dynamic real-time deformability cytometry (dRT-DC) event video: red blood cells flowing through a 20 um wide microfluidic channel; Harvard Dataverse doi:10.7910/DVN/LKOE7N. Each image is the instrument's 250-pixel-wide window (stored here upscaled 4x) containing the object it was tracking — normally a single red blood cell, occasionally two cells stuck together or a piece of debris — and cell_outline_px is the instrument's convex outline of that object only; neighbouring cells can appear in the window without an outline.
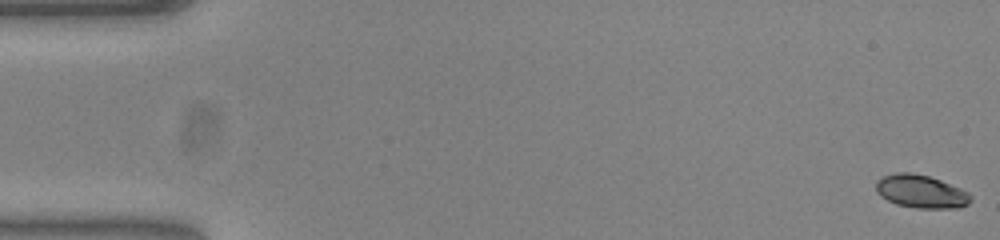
{"species": "common noctule bat (a hibernating species)", "species_latin": "Nyctalus noctula", "temperature_condition": "warm", "stored_images_in_passage": 54, "camera_frame_rate_fps": 3000, "um_per_image_px": 0.085, "animal": {"sex": "female", "body_mass_g": 23.0, "forearm_length_mm": 53.4}, "frame": {"image": 1, "passage_image": 1, "time_ms": 0.0, "image_size_px": [1000, 240], "cell_outline_px": [[972, 200], [968, 204], [956, 208], [916, 208], [896, 204], [880, 196], [876, 192], [876, 180], [884, 176], [896, 172], [912, 172], [928, 176], [940, 180], [960, 188], [968, 192], [972, 196]], "centroid_in_image_um": [78.27, 16.27], "position_along_channel_um": 6.7, "area_um2": 18.32}}
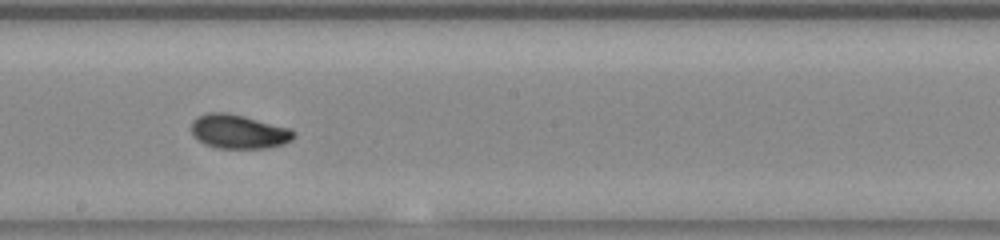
{"frame": {"image": 2, "passage_image": 30, "time_ms": 9.667, "image_size_px": [1000, 240], "cell_outline_px": [[296, 136], [292, 140], [284, 144], [268, 148], [216, 148], [204, 144], [192, 132], [192, 120], [208, 112], [228, 112], [244, 116], [288, 128], [296, 132]], "centroid_in_image_um": [20.31, 11.19], "position_along_channel_um": 227.9, "area_um2": 20.23}}
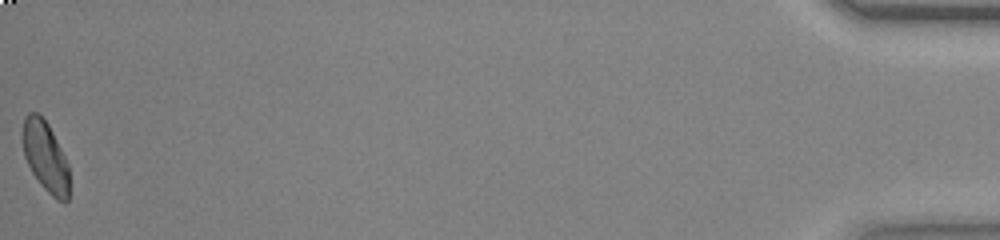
{"frame": {"image": 3, "passage_image": 54, "time_ms": 17.667, "image_size_px": [1000, 240], "cell_outline_px": [[68, 200], [64, 204], [56, 200], [40, 184], [32, 172], [24, 156], [20, 136], [20, 132], [24, 120], [28, 112], [36, 112], [48, 124], [68, 164]], "centroid_in_image_um": [3.82, 13.31], "position_along_channel_um": 431.4, "area_um2": 19.19}, "authors_computed_cell_mechanics": {"area_um2": 19.4786, "velocity_mm_per_s": 3.8325, "shape_relaxation_time_tau1_ms": 4.1482, "shape_relaxation_time_tau2_ms": 2.8199, "deformation_change_tau1": 0.1298, "deformation_change_tau2": 0.0595}}